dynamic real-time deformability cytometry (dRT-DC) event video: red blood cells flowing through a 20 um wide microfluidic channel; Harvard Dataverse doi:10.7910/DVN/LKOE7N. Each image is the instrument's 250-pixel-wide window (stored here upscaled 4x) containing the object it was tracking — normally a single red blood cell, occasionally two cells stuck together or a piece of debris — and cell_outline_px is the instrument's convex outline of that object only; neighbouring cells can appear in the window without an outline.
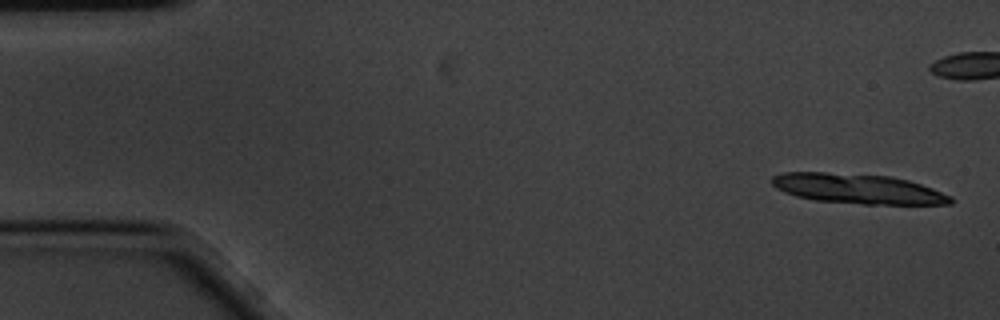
{"species": "common noctule bat (a hibernating species)", "species_latin": "Nyctalus noctula", "temperature_condition": "cold", "stored_images_in_passage": 9, "camera_frame_rate_fps": 3000, "um_per_image_px": 0.085, "animal": {"sex": "male", "body_mass_g": 20.1, "forearm_length_mm": 53.5}, "frame": {"image": 1, "passage_image": 1, "time_ms": 0.0, "image_size_px": [1000, 320], "cell_outline_px": [[952, 204], [864, 204], [816, 200], [796, 196], [784, 192], [776, 188], [772, 184], [772, 176], [784, 172], [824, 172], [892, 176], [908, 180], [932, 188], [952, 196]], "centroid_in_image_um": [72.91, 16.04], "position_along_channel_um": 12.1, "area_um2": 31.04}}
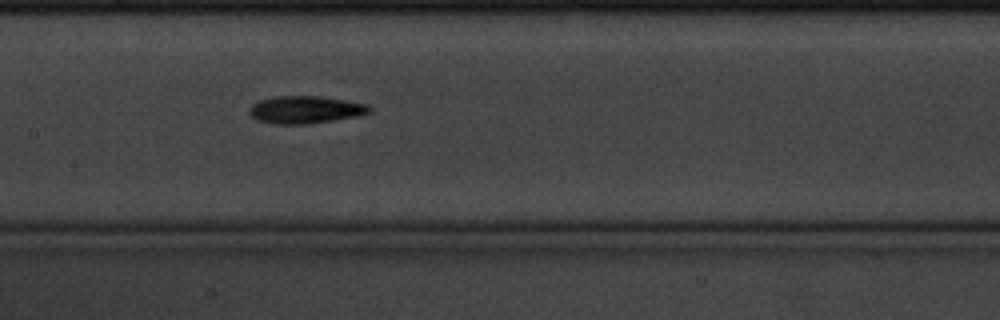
{"frame": {"image": 2, "passage_image": 9, "time_ms": 2.667, "image_size_px": [1000, 320], "cell_outline_px": [[372, 112], [364, 116], [308, 124], [272, 124], [256, 120], [248, 112], [252, 104], [260, 100], [276, 96], [320, 96], [368, 104], [372, 108]], "centroid_in_image_um": [26.01, 9.34], "position_along_channel_um": 181.4, "area_um2": 19.59}}